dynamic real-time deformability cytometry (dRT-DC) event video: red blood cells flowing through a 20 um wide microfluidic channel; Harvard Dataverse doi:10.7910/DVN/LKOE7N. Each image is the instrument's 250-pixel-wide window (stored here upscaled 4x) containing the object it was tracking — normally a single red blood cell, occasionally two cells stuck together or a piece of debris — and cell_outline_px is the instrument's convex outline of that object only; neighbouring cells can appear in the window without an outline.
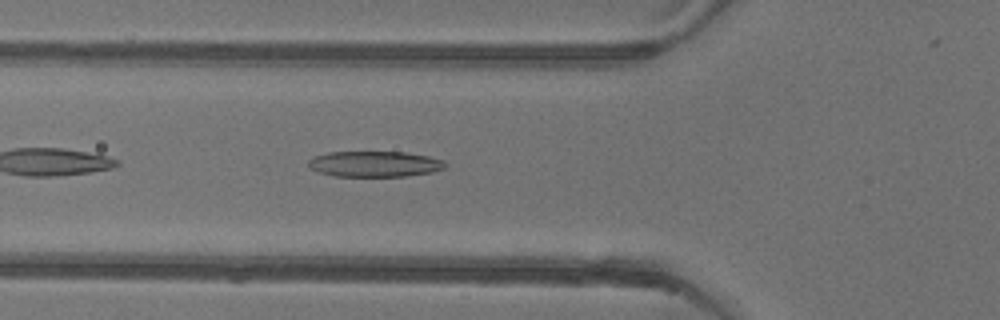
{"species": "common noctule bat (a hibernating species)", "species_latin": "Nyctalus noctula", "temperature_condition": "warm", "stored_images_in_passage": 35, "camera_frame_rate_fps": 3000, "um_per_image_px": 0.085, "animal": {"sex": "female"}, "frame": {"image": 1, "passage_image": 4, "time_ms": 1.0, "image_size_px": [1000, 320], "cell_outline_px": [[448, 164], [444, 168], [432, 172], [408, 176], [332, 176], [308, 168], [308, 160], [312, 156], [328, 152], [408, 152], [428, 156], [444, 160]], "centroid_in_image_um": [31.84, 13.93], "position_along_channel_um": 94.0, "area_um2": 20.75}}
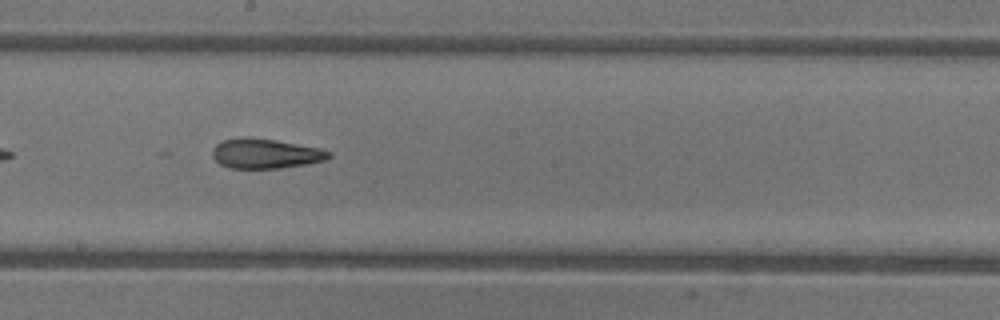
{"frame": {"image": 2, "passage_image": 14, "time_ms": 4.333, "image_size_px": [1000, 320], "cell_outline_px": [[332, 156], [324, 160], [304, 164], [280, 168], [228, 168], [220, 164], [212, 156], [212, 148], [216, 144], [224, 140], [240, 136], [248, 136], [276, 140], [320, 148], [332, 152]], "centroid_in_image_um": [22.53, 13.04], "position_along_channel_um": 225.7, "area_um2": 20.35}}
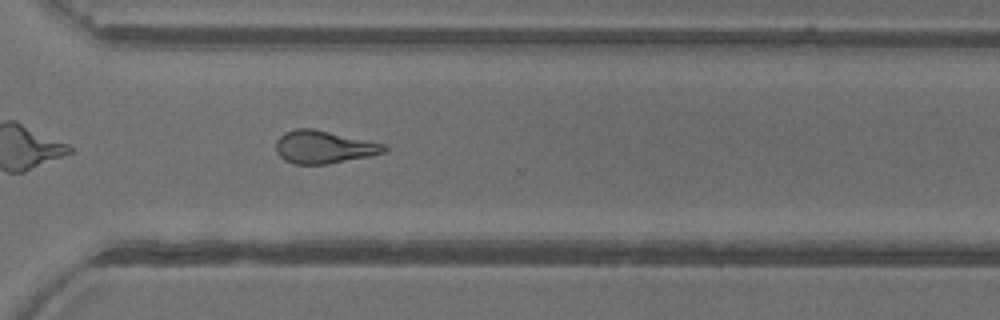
{"frame": {"image": 3, "passage_image": 23, "time_ms": 7.333, "image_size_px": [1000, 320], "cell_outline_px": [[388, 148], [384, 152], [368, 156], [328, 164], [292, 164], [284, 160], [276, 152], [276, 140], [284, 132], [296, 128], [312, 128], [384, 144]], "centroid_in_image_um": [27.46, 12.5], "position_along_channel_um": 343.1, "area_um2": 20.52}, "authors_computed_cell_mechanics": {"area_um2": 20.5768, "velocity_mm_per_s": 3.9296, "shape_relaxation_time_tau1_ms": null, "shape_relaxation_time_tau2_ms": 2.9506, "deformation_change_tau1": null, "deformation_change_tau2": 0.1333}}